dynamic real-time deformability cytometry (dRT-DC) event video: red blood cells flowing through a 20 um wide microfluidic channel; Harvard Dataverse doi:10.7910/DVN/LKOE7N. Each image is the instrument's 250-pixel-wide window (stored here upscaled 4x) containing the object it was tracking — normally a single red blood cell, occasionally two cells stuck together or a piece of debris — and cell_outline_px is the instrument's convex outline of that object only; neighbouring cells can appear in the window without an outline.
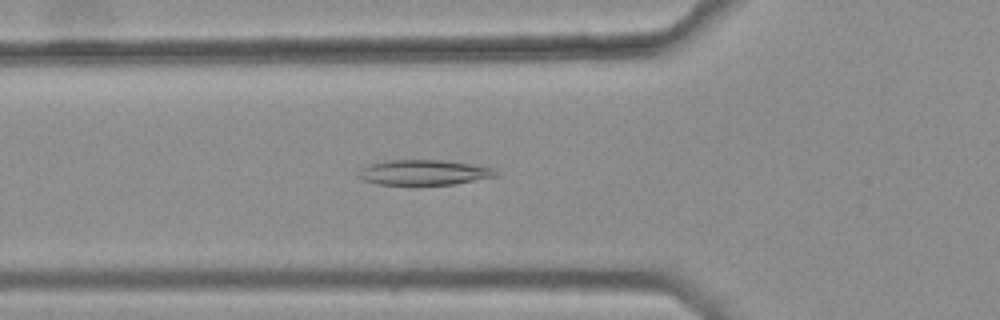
{"species": "common noctule bat (a hibernating species)", "species_latin": "Nyctalus noctula", "temperature_condition": "warm", "stored_images_in_passage": 35, "camera_frame_rate_fps": 3000, "um_per_image_px": 0.085, "animal": {"sex": "female", "body_mass_g": 25.1}, "frame": {"image": 1, "passage_image": 8, "time_ms": 2.333, "image_size_px": [1000, 320], "cell_outline_px": [[496, 176], [456, 184], [376, 184], [364, 180], [356, 176], [368, 164], [384, 160], [440, 160], [468, 164], [492, 168], [496, 172]], "centroid_in_image_um": [35.98, 14.65], "position_along_channel_um": 89.8, "area_um2": 19.77}}
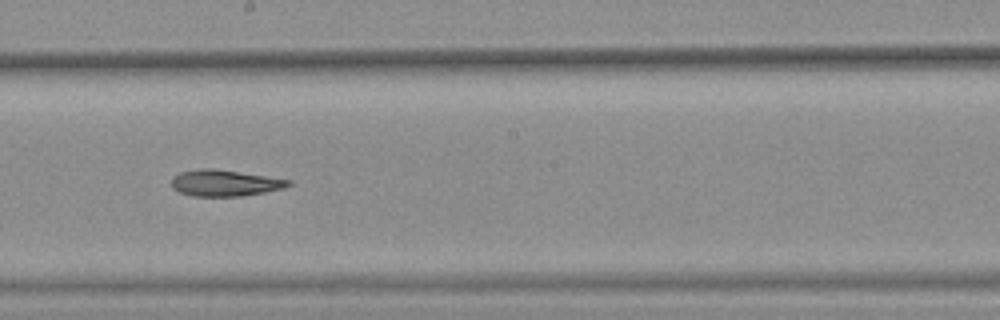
{"frame": {"image": 2, "passage_image": 19, "time_ms": 6.0, "image_size_px": [1000, 320], "cell_outline_px": [[292, 184], [284, 188], [264, 192], [240, 196], [192, 196], [180, 192], [172, 188], [172, 180], [180, 172], [200, 168], [208, 168], [292, 180]], "centroid_in_image_um": [19.1, 15.56], "position_along_channel_um": 229.1, "area_um2": 17.57}}
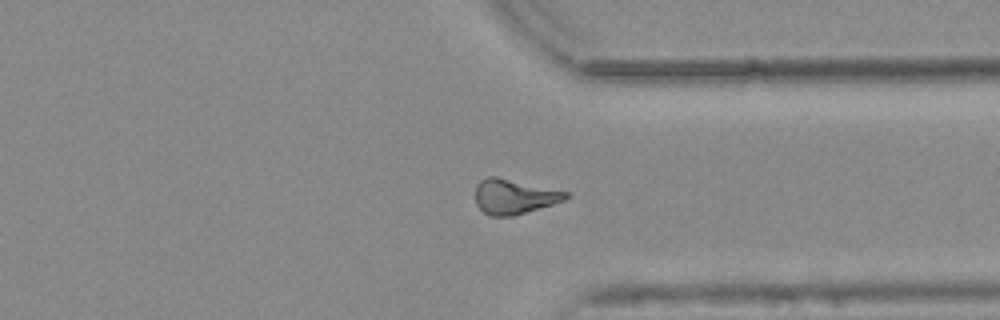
{"frame": {"image": 3, "passage_image": 30, "time_ms": 9.667, "image_size_px": [1000, 320], "cell_outline_px": [[568, 196], [564, 200], [552, 204], [512, 216], [488, 216], [476, 204], [476, 184], [480, 180], [488, 176], [496, 176], [568, 192]], "centroid_in_image_um": [43.65, 16.7], "position_along_channel_um": 367.7, "area_um2": 18.15}, "authors_computed_cell_mechanics": {"area_um2": 18.496, "velocity_mm_per_s": 3.797, "shape_relaxation_time_tau1_ms": null, "shape_relaxation_time_tau2_ms": 8.7914, "deformation_change_tau1": null, "deformation_change_tau2": 0.1818}}